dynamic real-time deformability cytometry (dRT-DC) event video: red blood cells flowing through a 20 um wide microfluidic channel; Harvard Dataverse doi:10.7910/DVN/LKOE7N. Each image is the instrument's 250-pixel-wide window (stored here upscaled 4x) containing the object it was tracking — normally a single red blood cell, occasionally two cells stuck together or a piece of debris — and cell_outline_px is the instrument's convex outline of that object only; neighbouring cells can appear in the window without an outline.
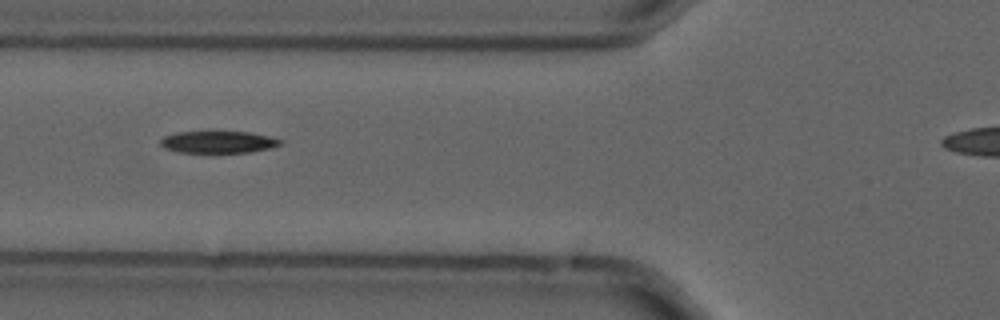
{"species": "common noctule bat (a hibernating species)", "species_latin": "Nyctalus noctula", "temperature_condition": "cold", "stored_images_in_passage": 7, "camera_frame_rate_fps": 3000, "um_per_image_px": 0.085, "animal": {"sex": "male", "forearm_length_mm": 52.5}, "frame": {"image": 1, "passage_image": 3, "time_ms": 0.667, "image_size_px": [1000, 320], "cell_outline_px": [[284, 144], [272, 148], [252, 152], [180, 152], [164, 148], [160, 144], [160, 140], [164, 136], [176, 132], [248, 132], [268, 136], [284, 140]], "centroid_in_image_um": [18.6, 12.07], "position_along_channel_um": 107.2, "area_um2": 15.37}}
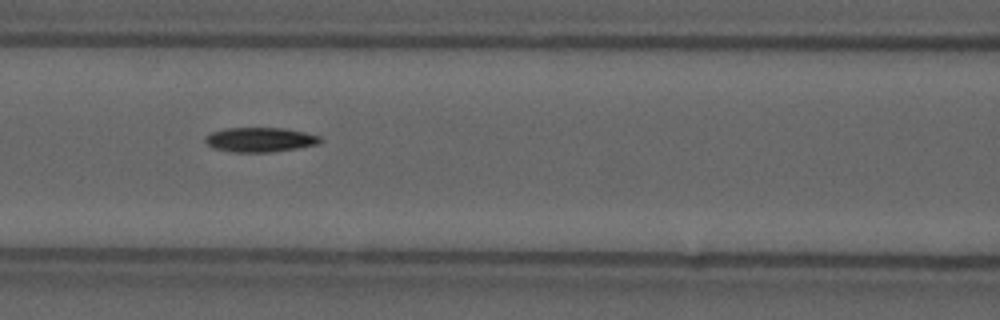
{"frame": {"image": 2, "passage_image": 4, "time_ms": 1.0, "image_size_px": [1000, 320], "cell_outline_px": [[324, 140], [316, 144], [296, 148], [268, 152], [232, 152], [212, 148], [204, 140], [212, 132], [224, 128], [284, 128], [304, 132], [320, 136]], "centroid_in_image_um": [22.1, 11.87], "position_along_channel_um": 144.5, "area_um2": 16.3}}